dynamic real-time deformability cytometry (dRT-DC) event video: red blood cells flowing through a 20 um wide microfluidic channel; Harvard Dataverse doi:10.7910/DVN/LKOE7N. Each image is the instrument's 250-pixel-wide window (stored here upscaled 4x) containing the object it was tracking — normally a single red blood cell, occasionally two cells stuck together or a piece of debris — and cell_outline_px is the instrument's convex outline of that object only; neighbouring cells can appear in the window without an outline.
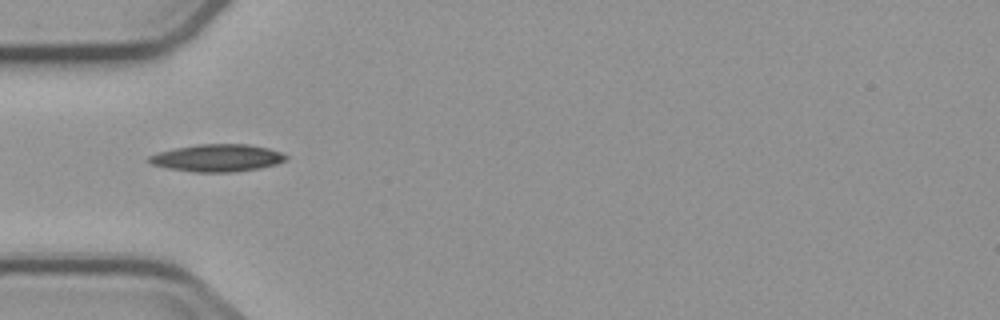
{"species": "common noctule bat (a hibernating species)", "species_latin": "Nyctalus noctula", "temperature_condition": "cold", "stored_images_in_passage": 4, "camera_frame_rate_fps": 3000, "um_per_image_px": 0.085, "animal": {"sex": "male", "body_mass_g": 23.1, "forearm_length_mm": 52.7}, "frame": {"image": 1, "passage_image": 1, "time_ms": 0.0, "image_size_px": [1000, 320], "cell_outline_px": [[288, 160], [276, 164], [260, 168], [232, 172], [196, 172], [168, 168], [152, 164], [144, 160], [148, 156], [160, 152], [176, 148], [196, 144], [248, 144], [268, 148], [280, 152], [288, 156]], "centroid_in_image_um": [18.47, 13.42], "position_along_channel_um": 66.5, "area_um2": 21.85}}
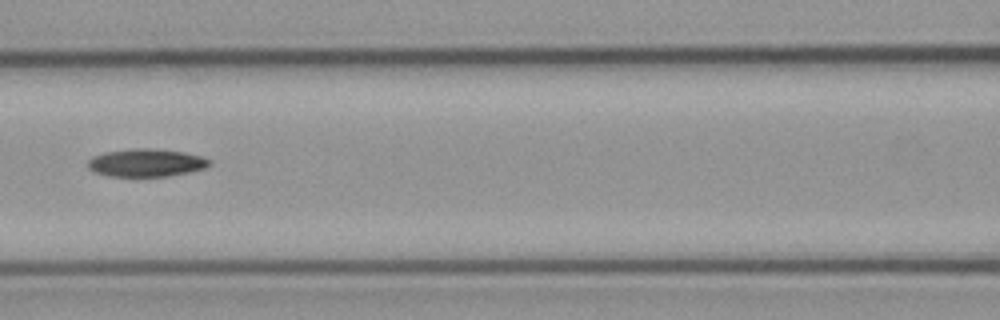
{"frame": {"image": 2, "passage_image": 3, "time_ms": 2.333, "image_size_px": [1000, 320], "cell_outline_px": [[212, 164], [208, 168], [168, 176], [108, 176], [92, 172], [88, 168], [88, 160], [92, 156], [104, 152], [132, 148], [148, 148], [184, 152], [200, 156], [212, 160]], "centroid_in_image_um": [12.42, 13.83], "position_along_channel_um": 154.2, "area_um2": 19.94}}
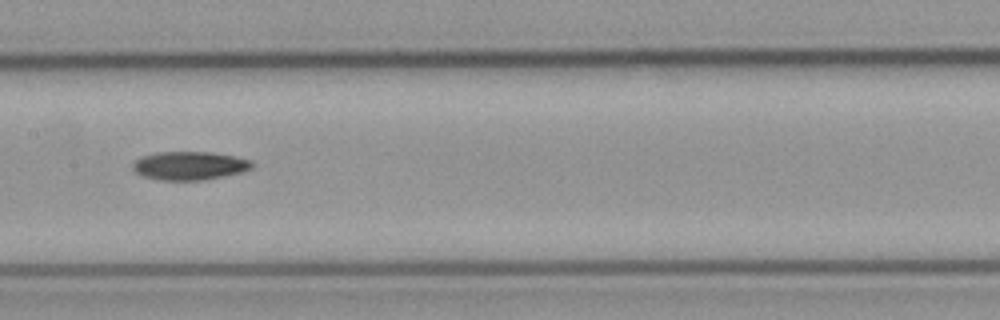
{"frame": {"image": 3, "passage_image": 4, "time_ms": 3.333, "image_size_px": [1000, 320], "cell_outline_px": [[256, 164], [252, 168], [244, 172], [200, 180], [160, 180], [144, 176], [136, 172], [132, 168], [132, 164], [136, 160], [144, 156], [156, 152], [212, 152], [236, 156], [252, 160]], "centroid_in_image_um": [16.17, 14.07], "position_along_channel_um": 191.2, "area_um2": 19.83}}